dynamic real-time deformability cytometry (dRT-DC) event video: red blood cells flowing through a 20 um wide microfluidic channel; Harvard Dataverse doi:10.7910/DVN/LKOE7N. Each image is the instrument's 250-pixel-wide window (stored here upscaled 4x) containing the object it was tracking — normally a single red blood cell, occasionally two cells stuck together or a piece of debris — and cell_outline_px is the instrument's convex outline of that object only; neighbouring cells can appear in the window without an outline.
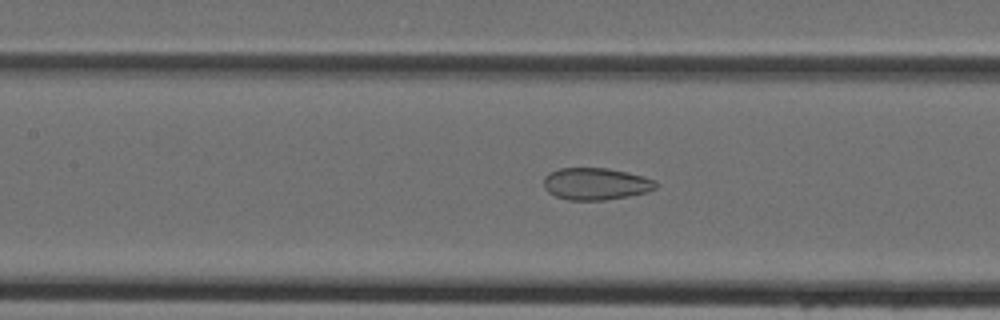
{"species": "Egyptian fruit bat (a non-hibernating species)", "species_latin": "Rousettus aegyptiacus", "temperature_condition": "cold", "stored_images_in_passage": 37, "camera_frame_rate_fps": 3000, "um_per_image_px": 0.085, "animal": {"sex": "female"}, "frame": {"image": 1, "passage_image": 13, "time_ms": 4.0, "image_size_px": [1000, 320], "cell_outline_px": [[656, 188], [648, 192], [628, 196], [604, 200], [568, 200], [556, 196], [548, 192], [544, 188], [544, 176], [548, 172], [560, 168], [608, 168], [628, 172], [644, 176], [656, 180]], "centroid_in_image_um": [50.64, 15.62], "position_along_channel_um": 156.8, "area_um2": 21.1}}
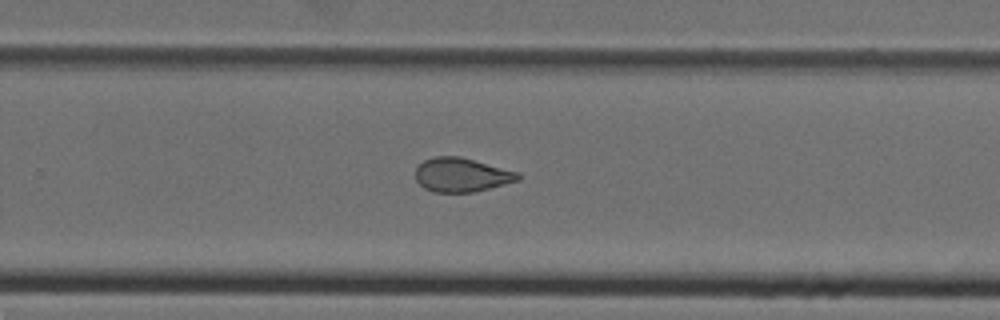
{"frame": {"image": 2, "passage_image": 22, "time_ms": 7.0, "image_size_px": [1000, 320], "cell_outline_px": [[520, 180], [472, 192], [436, 192], [424, 188], [416, 180], [416, 168], [424, 160], [432, 156], [460, 156], [520, 172]], "centroid_in_image_um": [39.24, 14.85], "position_along_channel_um": 290.6, "area_um2": 20.29}}
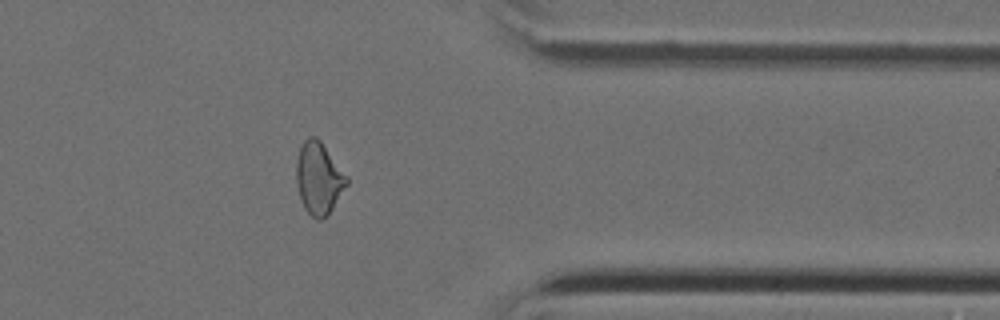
{"frame": {"image": 3, "passage_image": 29, "time_ms": 9.333, "image_size_px": [1000, 320], "cell_outline_px": [[348, 184], [328, 216], [320, 220], [316, 220], [304, 208], [300, 200], [296, 184], [296, 160], [300, 144], [308, 136], [316, 136], [320, 140], [348, 176]], "centroid_in_image_um": [27.08, 15.15], "position_along_channel_um": 384.3, "area_um2": 21.56}}